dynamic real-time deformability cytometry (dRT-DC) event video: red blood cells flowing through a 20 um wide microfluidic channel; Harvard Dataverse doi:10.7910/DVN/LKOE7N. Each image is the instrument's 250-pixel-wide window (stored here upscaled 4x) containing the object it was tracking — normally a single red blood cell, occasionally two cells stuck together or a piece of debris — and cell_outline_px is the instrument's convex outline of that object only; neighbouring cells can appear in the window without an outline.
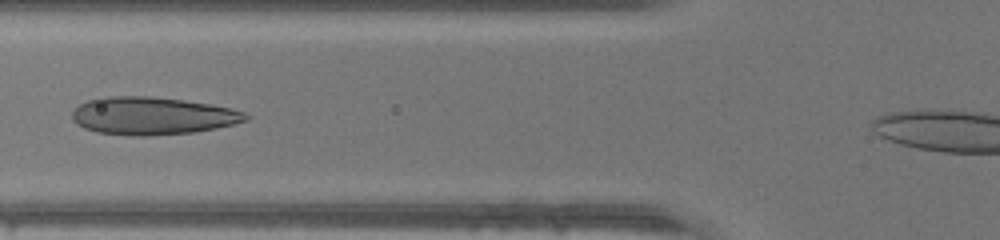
{"species": "human", "species_latin": "Homo sapiens", "temperature_condition": "warm", "stored_images_in_passage": 32, "camera_frame_rate_fps": 3000, "um_per_image_px": 0.085, "donor": {"sex": "male"}, "frame": {"image": 1, "passage_image": 9, "time_ms": 2.667, "image_size_px": [1000, 240], "cell_outline_px": [[252, 116], [248, 120], [236, 124], [196, 132], [148, 136], [136, 136], [96, 132], [84, 128], [76, 124], [72, 120], [72, 112], [80, 104], [88, 100], [104, 96], [148, 96], [184, 100], [212, 104], [232, 108], [244, 112]], "centroid_in_image_um": [12.99, 9.85], "position_along_channel_um": 112.8, "area_um2": 38.49}}
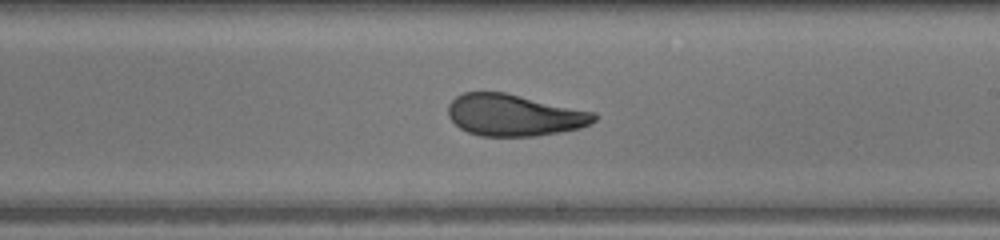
{"frame": {"image": 2, "passage_image": 18, "time_ms": 5.667, "image_size_px": [1000, 240], "cell_outline_px": [[596, 120], [580, 128], [560, 132], [536, 136], [480, 136], [468, 132], [460, 128], [448, 116], [448, 104], [456, 96], [464, 92], [504, 92], [596, 112]], "centroid_in_image_um": [43.7, 9.78], "position_along_channel_um": 245.3, "area_um2": 35.49}}
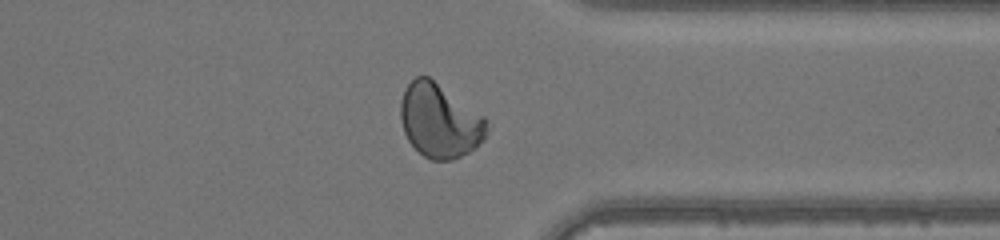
{"frame": {"image": 3, "passage_image": 27, "time_ms": 8.667, "image_size_px": [1000, 240], "cell_outline_px": [[492, 124], [484, 140], [476, 148], [452, 160], [432, 160], [424, 156], [408, 140], [404, 132], [400, 120], [400, 104], [404, 88], [416, 76], [428, 76], [484, 116]], "centroid_in_image_um": [37.4, 10.27], "position_along_channel_um": 374.0, "area_um2": 37.34}}